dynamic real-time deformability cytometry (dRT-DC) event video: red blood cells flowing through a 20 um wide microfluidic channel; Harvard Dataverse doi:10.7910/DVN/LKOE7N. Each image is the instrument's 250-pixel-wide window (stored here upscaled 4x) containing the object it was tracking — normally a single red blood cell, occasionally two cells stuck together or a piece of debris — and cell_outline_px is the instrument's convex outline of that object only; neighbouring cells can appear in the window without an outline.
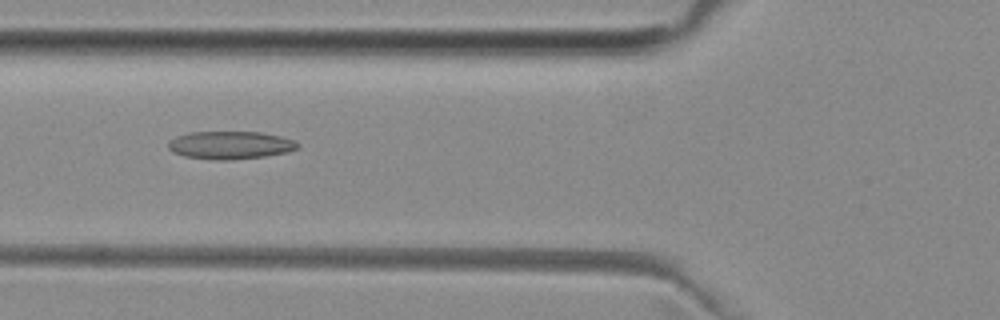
{"species": "common noctule bat (a hibernating species)", "species_latin": "Nyctalus noctula", "temperature_condition": "room temperature", "stored_images_in_passage": 40, "camera_frame_rate_fps": 3000, "um_per_image_px": 0.085, "animal": {"sex": "female", "body_mass_g": 29.2, "forearm_length_mm": 56.3}, "frame": {"image": 1, "passage_image": 8, "time_ms": 2.333, "image_size_px": [1000, 320], "cell_outline_px": [[300, 144], [296, 148], [288, 152], [264, 156], [228, 160], [212, 160], [184, 156], [172, 152], [168, 148], [168, 140], [176, 136], [188, 132], [260, 132], [280, 136], [296, 140]], "centroid_in_image_um": [19.54, 12.33], "position_along_channel_um": 106.3, "area_um2": 21.15}}
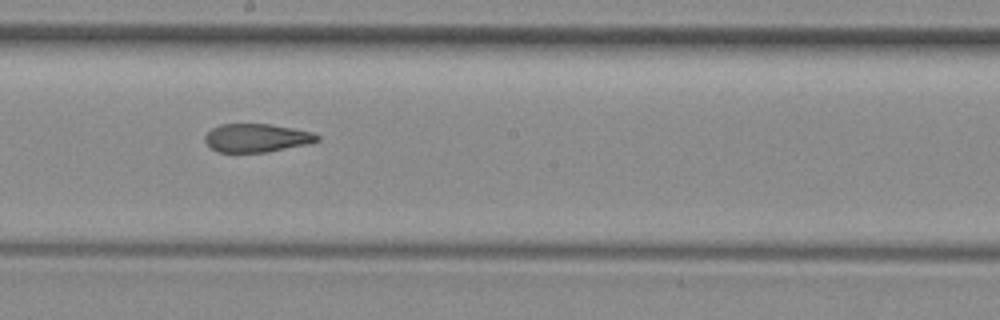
{"frame": {"image": 2, "passage_image": 17, "time_ms": 5.333, "image_size_px": [1000, 320], "cell_outline_px": [[320, 140], [312, 144], [268, 152], [216, 152], [204, 140], [204, 136], [212, 128], [220, 124], [272, 124], [312, 132], [320, 136]], "centroid_in_image_um": [21.86, 11.73], "position_along_channel_um": 226.3, "area_um2": 18.79}}
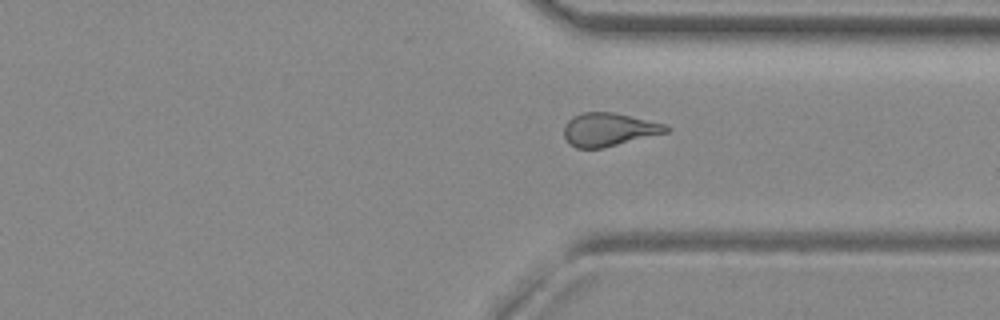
{"frame": {"image": 3, "passage_image": 27, "time_ms": 8.667, "image_size_px": [1000, 320], "cell_outline_px": [[668, 132], [604, 148], [576, 148], [568, 144], [564, 136], [564, 124], [572, 116], [584, 112], [612, 112], [668, 124]], "centroid_in_image_um": [51.73, 11.01], "position_along_channel_um": 359.7, "area_um2": 19.94}, "authors_computed_cell_mechanics": {"area_um2": 19.9121, "velocity_mm_per_s": 4.0001, "shape_relaxation_time_tau1_ms": null, "shape_relaxation_time_tau2_ms": 2.9312, "deformation_change_tau1": null, "deformation_change_tau2": 0.1231}}